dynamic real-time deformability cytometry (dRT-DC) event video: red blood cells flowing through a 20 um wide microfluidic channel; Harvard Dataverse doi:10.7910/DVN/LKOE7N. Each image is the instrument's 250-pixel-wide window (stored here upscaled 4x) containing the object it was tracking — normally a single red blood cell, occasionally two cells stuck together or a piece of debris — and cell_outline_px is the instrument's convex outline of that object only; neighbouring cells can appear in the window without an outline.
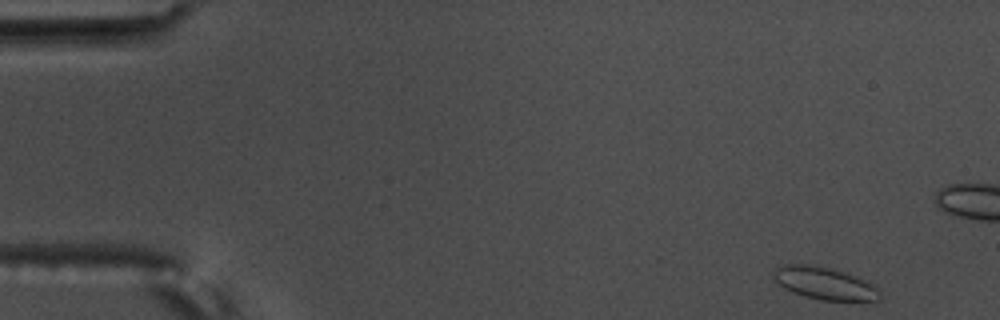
{"species": "common noctule bat (a hibernating species)", "species_latin": "Nyctalus noctula", "temperature_condition": "warm", "stored_images_in_passage": 5, "camera_frame_rate_fps": 3000, "um_per_image_px": 0.085, "animal": {"sex": "male", "body_mass_g": 17.5, "forearm_length_mm": 52.3}, "frame": {"image": 1, "passage_image": 1, "time_ms": 0.0, "image_size_px": [1000, 320], "cell_outline_px": [[880, 300], [820, 300], [804, 296], [792, 292], [784, 288], [772, 276], [772, 272], [776, 268], [784, 264], [804, 264], [828, 268], [844, 272], [868, 280], [880, 292]], "centroid_in_image_um": [70.07, 24.08], "position_along_channel_um": 14.9, "area_um2": 19.88}}